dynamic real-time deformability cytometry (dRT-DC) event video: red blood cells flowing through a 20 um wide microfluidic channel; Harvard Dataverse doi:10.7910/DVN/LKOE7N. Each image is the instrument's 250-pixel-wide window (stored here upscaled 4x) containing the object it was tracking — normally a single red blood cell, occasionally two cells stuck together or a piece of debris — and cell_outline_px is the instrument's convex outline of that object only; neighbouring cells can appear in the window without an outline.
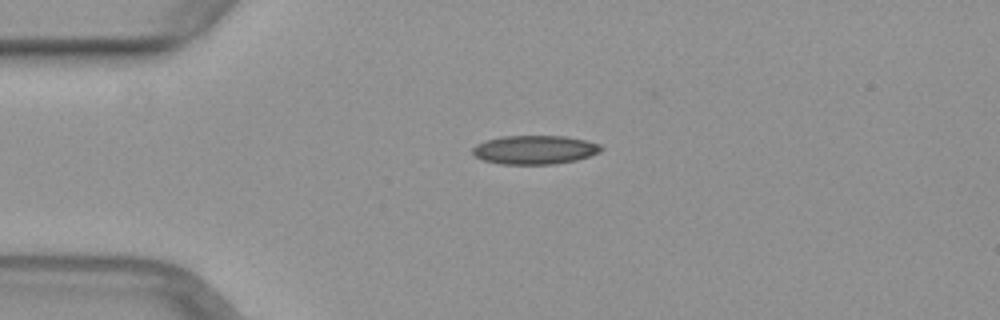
{"species": "common noctule bat (a hibernating species)", "species_latin": "Nyctalus noctula", "temperature_condition": "warm", "stored_images_in_passage": 10, "camera_frame_rate_fps": 3000, "um_per_image_px": 0.085, "animal": {"sex": "female", "body_mass_g": 29.2, "forearm_length_mm": 56.3}, "frame": {"image": 1, "passage_image": 1, "time_ms": 0.0, "image_size_px": [1000, 320], "cell_outline_px": [[604, 148], [600, 152], [576, 160], [556, 164], [500, 164], [484, 160], [476, 156], [472, 152], [472, 148], [476, 144], [500, 136], [564, 136], [584, 140], [600, 144]], "centroid_in_image_um": [45.46, 12.73], "position_along_channel_um": 39.5, "area_um2": 21.5}}
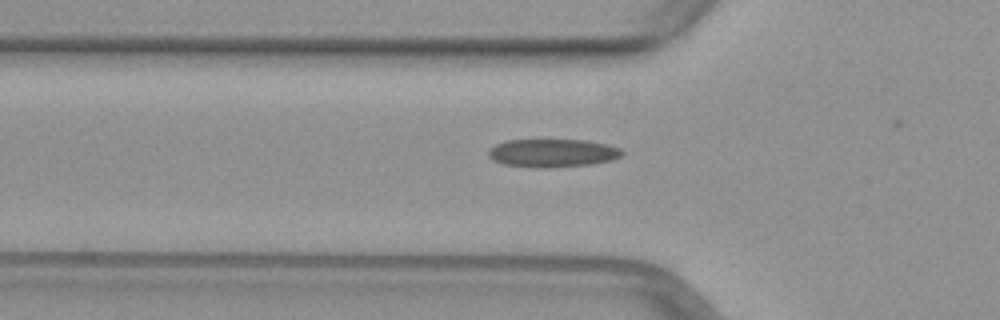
{"frame": {"image": 2, "passage_image": 6, "time_ms": 1.667, "image_size_px": [1000, 320], "cell_outline_px": [[624, 152], [620, 156], [612, 160], [592, 164], [552, 168], [536, 168], [504, 164], [492, 160], [488, 156], [488, 148], [496, 144], [508, 140], [588, 140], [608, 144], [620, 148]], "centroid_in_image_um": [46.96, 13.01], "position_along_channel_um": 78.8, "area_um2": 22.2}}
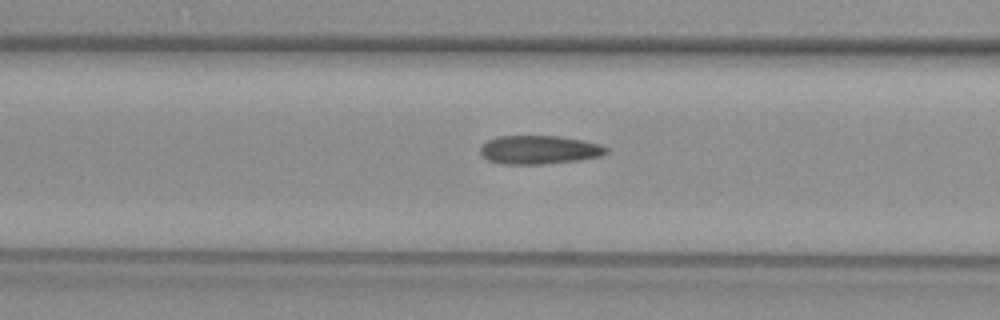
{"frame": {"image": 3, "passage_image": 9, "time_ms": 2.667, "image_size_px": [1000, 320], "cell_outline_px": [[608, 152], [600, 156], [580, 160], [544, 164], [500, 164], [488, 160], [480, 156], [480, 144], [488, 140], [500, 136], [560, 136], [584, 140], [600, 144], [608, 148]], "centroid_in_image_um": [45.81, 12.73], "position_along_channel_um": 120.8, "area_um2": 21.27}}